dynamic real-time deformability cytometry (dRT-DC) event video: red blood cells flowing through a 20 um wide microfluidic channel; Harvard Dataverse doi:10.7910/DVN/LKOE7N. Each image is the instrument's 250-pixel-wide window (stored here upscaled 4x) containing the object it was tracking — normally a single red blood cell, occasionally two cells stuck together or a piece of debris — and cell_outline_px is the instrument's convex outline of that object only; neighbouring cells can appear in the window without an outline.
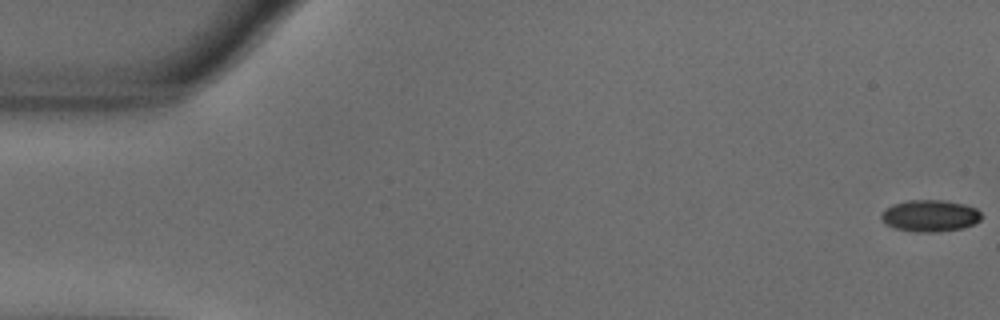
{"species": "common noctule bat (a hibernating species)", "species_latin": "Nyctalus noctula", "temperature_condition": "warm", "stored_images_in_passage": 34, "camera_frame_rate_fps": 3000, "um_per_image_px": 0.085, "animal": {"sex": "male", "body_mass_g": 18.8}, "frame": {"image": 1, "passage_image": 1, "time_ms": 0.0, "image_size_px": [1000, 320], "cell_outline_px": [[980, 220], [964, 228], [936, 232], [916, 232], [896, 228], [884, 224], [880, 220], [880, 216], [892, 204], [908, 200], [944, 200], [964, 204], [976, 208], [980, 212]], "centroid_in_image_um": [79.03, 18.34], "position_along_channel_um": 6.0, "area_um2": 18.5}}
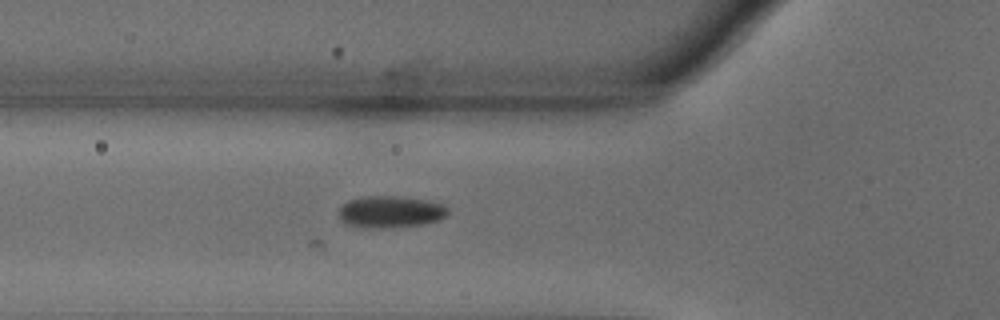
{"frame": {"image": 2, "passage_image": 20, "time_ms": 6.333, "image_size_px": [1000, 320], "cell_outline_px": [[448, 212], [440, 220], [424, 224], [392, 228], [368, 228], [348, 224], [340, 216], [340, 208], [348, 200], [364, 196], [404, 196], [428, 200], [444, 204], [448, 208]], "centroid_in_image_um": [33.25, 17.99], "position_along_channel_um": 92.5, "area_um2": 20.35}}
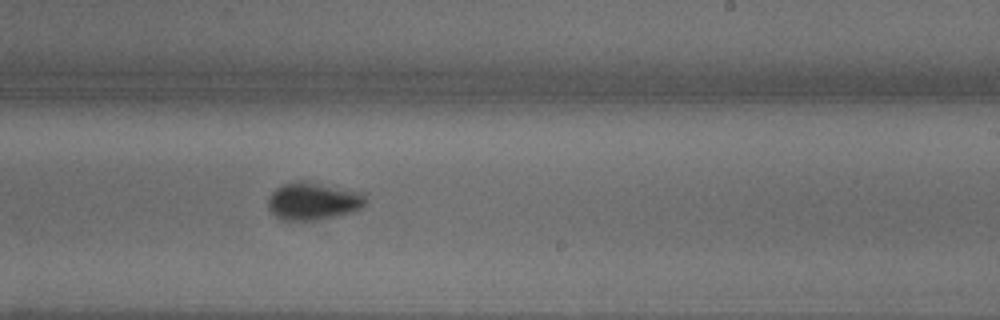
{"frame": {"image": 3, "passage_image": 34, "time_ms": 11.0, "image_size_px": [1000, 320], "cell_outline_px": [[364, 204], [360, 208], [352, 212], [312, 220], [284, 220], [276, 216], [268, 208], [268, 196], [280, 184], [292, 180], [304, 180], [364, 192]], "centroid_in_image_um": [26.57, 17.06], "position_along_channel_um": 262.4, "area_um2": 21.39}}